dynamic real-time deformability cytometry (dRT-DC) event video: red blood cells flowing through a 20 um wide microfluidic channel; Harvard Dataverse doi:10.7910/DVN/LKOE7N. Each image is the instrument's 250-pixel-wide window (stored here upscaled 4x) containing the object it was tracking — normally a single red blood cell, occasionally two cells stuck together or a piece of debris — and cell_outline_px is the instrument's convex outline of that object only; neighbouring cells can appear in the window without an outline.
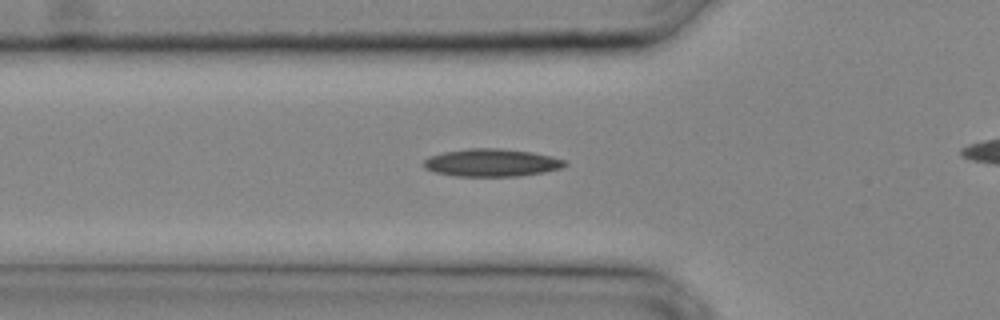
{"species": "common noctule bat (a hibernating species)", "species_latin": "Nyctalus noctula", "temperature_condition": "cold", "stored_images_in_passage": 23, "camera_frame_rate_fps": 3000, "um_per_image_px": 0.085, "animal": {"sex": "male", "body_mass_g": 20.4}, "frame": {"image": 1, "passage_image": 7, "time_ms": 2.0, "image_size_px": [1000, 320], "cell_outline_px": [[568, 164], [560, 168], [544, 172], [516, 176], [456, 176], [436, 172], [424, 168], [424, 160], [432, 156], [444, 152], [468, 148], [500, 148], [532, 152], [552, 156], [564, 160]], "centroid_in_image_um": [41.81, 13.82], "position_along_channel_um": 84.0, "area_um2": 22.6}}
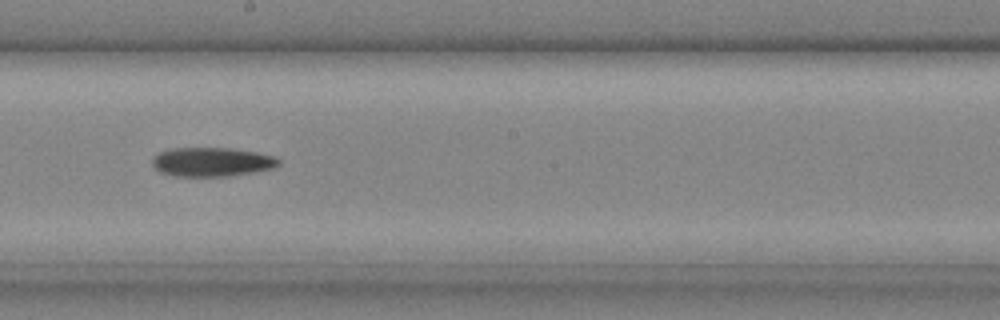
{"frame": {"image": 2, "passage_image": 14, "time_ms": 4.333, "image_size_px": [1000, 320], "cell_outline_px": [[280, 164], [276, 168], [228, 176], [176, 176], [160, 172], [152, 164], [152, 160], [160, 152], [172, 148], [228, 148], [256, 152], [276, 156], [280, 160]], "centroid_in_image_um": [18.05, 13.76], "position_along_channel_um": 230.1, "area_um2": 21.33}}